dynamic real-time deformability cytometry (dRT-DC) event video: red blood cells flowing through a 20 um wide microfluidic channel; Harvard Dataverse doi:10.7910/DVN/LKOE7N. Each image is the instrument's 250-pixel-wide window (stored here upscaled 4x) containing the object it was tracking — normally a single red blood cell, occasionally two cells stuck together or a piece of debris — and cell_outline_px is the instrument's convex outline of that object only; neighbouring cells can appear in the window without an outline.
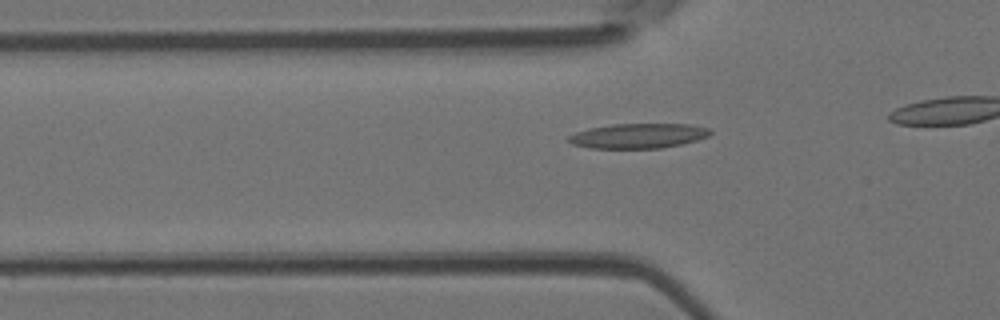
{"species": "Egyptian fruit bat (a non-hibernating species)", "species_latin": "Rousettus aegyptiacus", "temperature_condition": "room temperature", "stored_images_in_passage": 22, "camera_frame_rate_fps": 3000, "um_per_image_px": 0.085, "animal": {"sex": "female"}, "frame": {"image": 1, "passage_image": 10, "time_ms": 3.0, "image_size_px": [1000, 320], "cell_outline_px": [[712, 132], [708, 136], [696, 140], [680, 144], [660, 148], [588, 148], [572, 144], [564, 140], [568, 136], [576, 132], [588, 128], [612, 124], [688, 124], [708, 128]], "centroid_in_image_um": [54.18, 11.54], "position_along_channel_um": 71.6, "area_um2": 20.52}}